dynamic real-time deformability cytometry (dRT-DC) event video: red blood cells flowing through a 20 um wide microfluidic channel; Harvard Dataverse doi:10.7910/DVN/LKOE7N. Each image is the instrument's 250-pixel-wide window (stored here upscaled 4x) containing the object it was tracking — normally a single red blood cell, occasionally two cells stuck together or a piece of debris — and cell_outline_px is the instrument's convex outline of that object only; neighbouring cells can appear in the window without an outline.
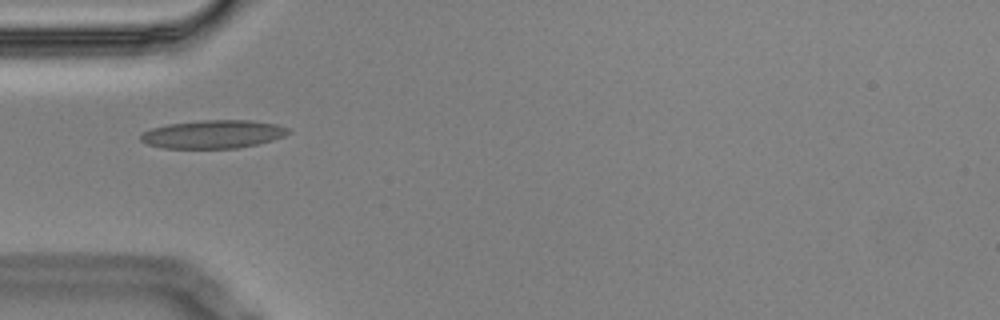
{"species": "Egyptian fruit bat (a non-hibernating species)", "species_latin": "Rousettus aegyptiacus", "temperature_condition": "cold", "stored_images_in_passage": 3, "camera_frame_rate_fps": 3000, "um_per_image_px": 0.085, "animal": {"sex": "male"}, "frame": {"image": 1, "passage_image": 1, "time_ms": 0.0, "image_size_px": [1000, 320], "cell_outline_px": [[292, 132], [284, 136], [272, 140], [256, 144], [236, 148], [164, 148], [148, 144], [140, 140], [140, 136], [144, 132], [152, 128], [168, 124], [200, 120], [248, 120], [276, 124], [288, 128]], "centroid_in_image_um": [18.12, 11.4], "position_along_channel_um": 66.9, "area_um2": 24.16}}
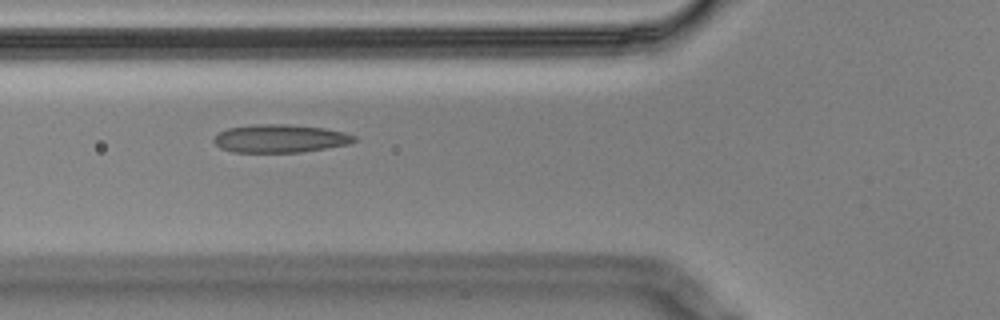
{"frame": {"image": 2, "passage_image": 2, "time_ms": 0.333, "image_size_px": [1000, 320], "cell_outline_px": [[356, 140], [348, 144], [300, 152], [232, 152], [220, 148], [212, 140], [220, 132], [228, 128], [256, 124], [288, 124], [324, 128], [344, 132], [356, 136]], "centroid_in_image_um": [23.79, 11.77], "position_along_channel_um": 102.0, "area_um2": 22.83}}